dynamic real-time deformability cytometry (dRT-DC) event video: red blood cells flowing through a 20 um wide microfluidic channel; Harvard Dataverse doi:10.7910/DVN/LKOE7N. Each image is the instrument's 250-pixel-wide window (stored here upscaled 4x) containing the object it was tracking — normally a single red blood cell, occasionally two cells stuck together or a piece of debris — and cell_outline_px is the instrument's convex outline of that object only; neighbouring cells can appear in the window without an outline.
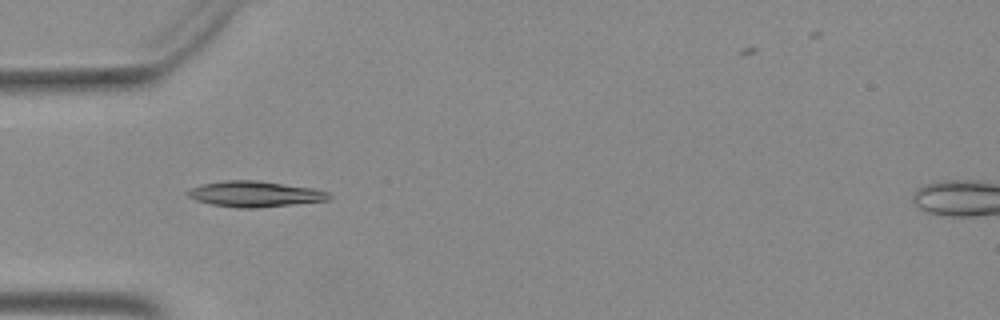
{"species": "Egyptian fruit bat (a non-hibernating species)", "species_latin": "Rousettus aegyptiacus", "temperature_condition": "warm", "stored_images_in_passage": 50, "camera_frame_rate_fps": 3000, "um_per_image_px": 0.085, "animal": {"sex": "female"}, "frame": {"image": 1, "passage_image": 16, "time_ms": 5.0, "image_size_px": [1000, 320], "cell_outline_px": [[332, 196], [328, 200], [256, 208], [236, 208], [212, 204], [196, 200], [188, 196], [188, 192], [192, 188], [204, 184], [224, 180], [256, 180], [316, 188], [328, 192]], "centroid_in_image_um": [21.71, 16.49], "position_along_channel_um": 63.3, "area_um2": 21.04}}
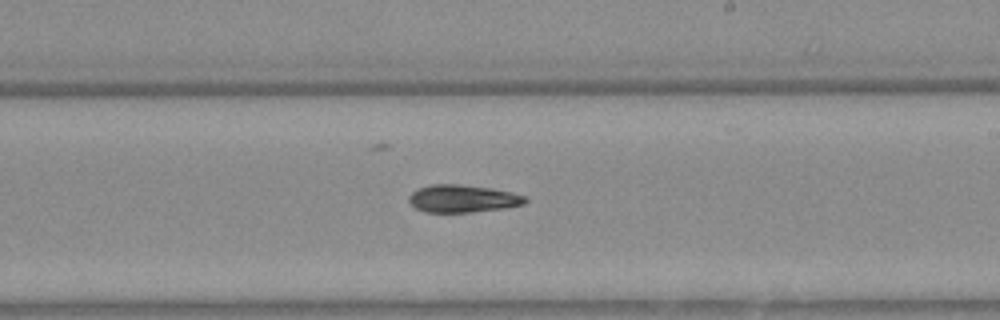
{"frame": {"image": 2, "passage_image": 30, "time_ms": 9.667, "image_size_px": [1000, 320], "cell_outline_px": [[528, 200], [524, 204], [504, 208], [472, 212], [424, 212], [416, 208], [408, 200], [408, 196], [412, 192], [428, 184], [456, 184], [492, 188], [512, 192], [524, 196]], "centroid_in_image_um": [39.32, 16.88], "position_along_channel_um": 249.7, "area_um2": 18.67}}
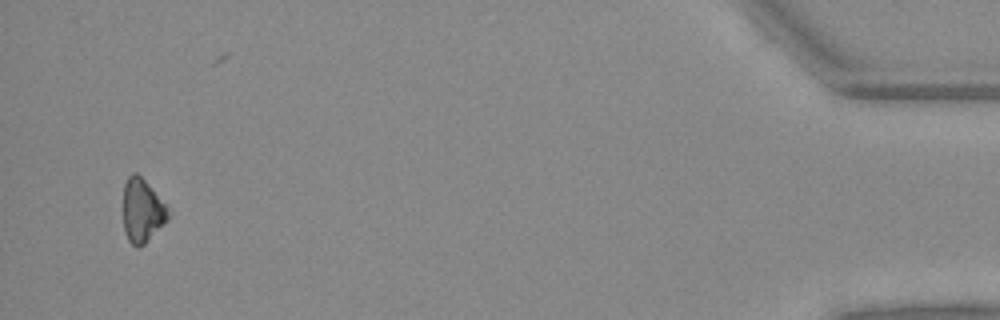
{"frame": {"image": 3, "passage_image": 49, "time_ms": 16.0, "image_size_px": [1000, 320], "cell_outline_px": [[172, 212], [168, 220], [140, 248], [136, 248], [128, 240], [124, 228], [124, 184], [128, 176], [132, 172], [136, 172], [144, 180]], "centroid_in_image_um": [12.1, 17.92], "position_along_channel_um": 423.1, "area_um2": 16.59}}